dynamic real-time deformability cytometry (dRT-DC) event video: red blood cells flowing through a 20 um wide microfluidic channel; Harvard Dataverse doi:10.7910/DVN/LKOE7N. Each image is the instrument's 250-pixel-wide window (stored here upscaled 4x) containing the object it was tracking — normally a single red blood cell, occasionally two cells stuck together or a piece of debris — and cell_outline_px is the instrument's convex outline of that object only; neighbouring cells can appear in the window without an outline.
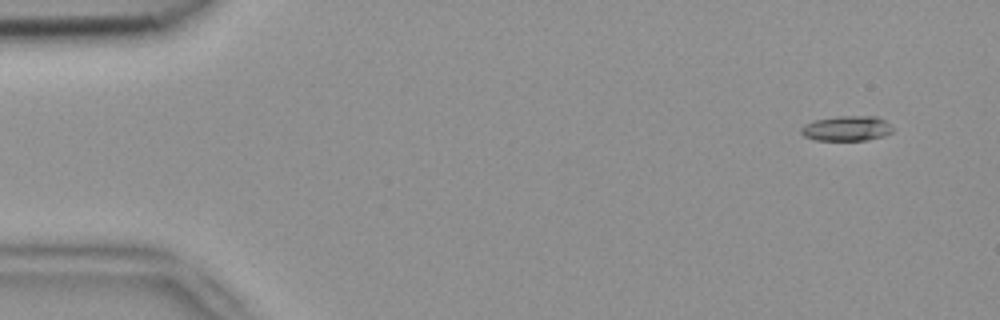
{"species": "common noctule bat (a hibernating species)", "species_latin": "Nyctalus noctula", "temperature_condition": "room temperature", "stored_images_in_passage": 7, "camera_frame_rate_fps": 3000, "um_per_image_px": 0.085, "animal": {"sex": "female", "body_mass_g": 18.4}, "frame": {"image": 1, "passage_image": 1, "time_ms": 0.0, "image_size_px": [1000, 320], "cell_outline_px": [[892, 132], [884, 136], [868, 140], [816, 140], [804, 136], [800, 132], [800, 128], [804, 124], [816, 120], [840, 116], [876, 116], [884, 120], [892, 128]], "centroid_in_image_um": [71.96, 10.92], "position_along_channel_um": 13.0, "area_um2": 13.29}}
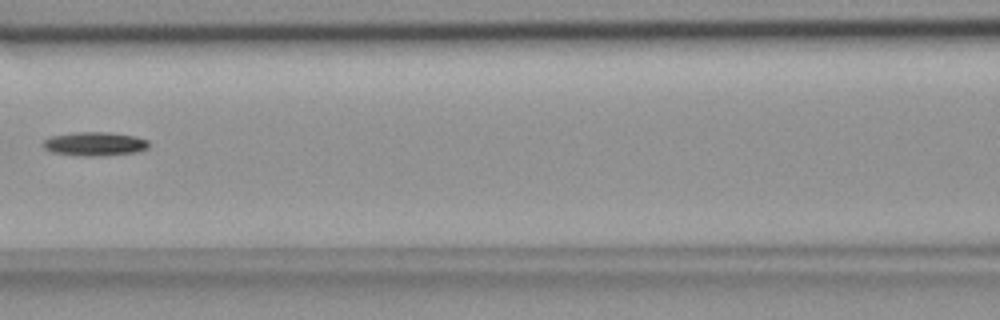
{"frame": {"image": 2, "passage_image": 6, "time_ms": 1.667, "image_size_px": [1000, 320], "cell_outline_px": [[148, 148], [136, 152], [100, 156], [76, 156], [52, 152], [44, 148], [40, 144], [44, 140], [52, 136], [72, 132], [108, 132], [136, 136], [148, 140]], "centroid_in_image_um": [8.02, 12.23], "position_along_channel_um": 158.6, "area_um2": 14.85}}
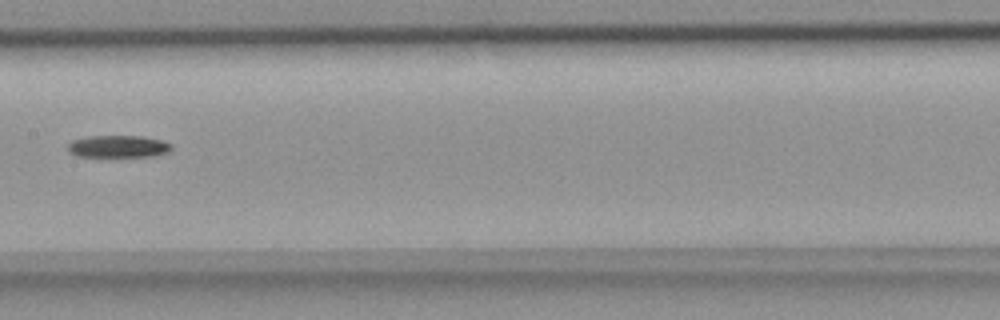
{"frame": {"image": 3, "passage_image": 7, "time_ms": 2.0, "image_size_px": [1000, 320], "cell_outline_px": [[172, 148], [168, 152], [156, 156], [76, 156], [68, 152], [68, 144], [72, 140], [88, 136], [140, 136], [160, 140], [172, 144]], "centroid_in_image_um": [10.03, 12.45], "position_along_channel_um": 197.4, "area_um2": 13.35}}